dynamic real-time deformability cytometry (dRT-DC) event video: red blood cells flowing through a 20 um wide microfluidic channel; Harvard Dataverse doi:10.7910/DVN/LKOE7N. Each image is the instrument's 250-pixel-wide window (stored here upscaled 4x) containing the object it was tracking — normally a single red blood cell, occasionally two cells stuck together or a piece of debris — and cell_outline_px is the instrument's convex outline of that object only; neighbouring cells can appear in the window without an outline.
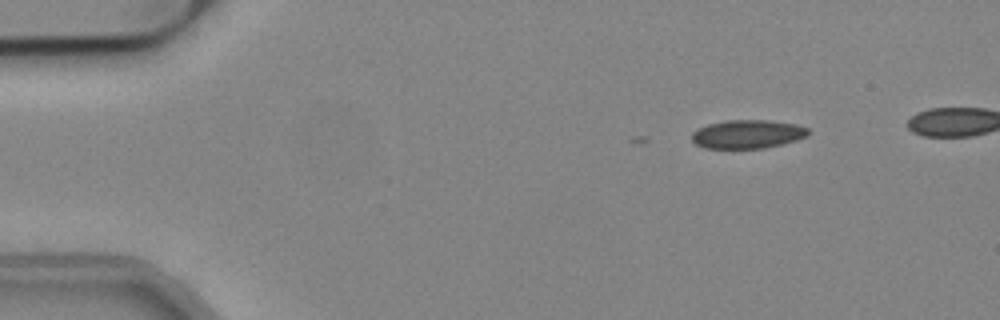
{"species": "common noctule bat (a hibernating species)", "species_latin": "Nyctalus noctula", "temperature_condition": "cold", "stored_images_in_passage": 8, "camera_frame_rate_fps": 3000, "um_per_image_px": 0.085, "animal": {"sex": "male", "body_mass_g": 19.2, "forearm_length_mm": 51.8}, "frame": {"image": 1, "passage_image": 2, "time_ms": 0.333, "image_size_px": [1000, 320], "cell_outline_px": [[808, 136], [796, 140], [764, 148], [704, 148], [696, 144], [692, 140], [692, 132], [696, 128], [708, 124], [724, 120], [768, 120], [796, 124], [808, 128]], "centroid_in_image_um": [63.51, 11.39], "position_along_channel_um": 21.5, "area_um2": 19.42}}